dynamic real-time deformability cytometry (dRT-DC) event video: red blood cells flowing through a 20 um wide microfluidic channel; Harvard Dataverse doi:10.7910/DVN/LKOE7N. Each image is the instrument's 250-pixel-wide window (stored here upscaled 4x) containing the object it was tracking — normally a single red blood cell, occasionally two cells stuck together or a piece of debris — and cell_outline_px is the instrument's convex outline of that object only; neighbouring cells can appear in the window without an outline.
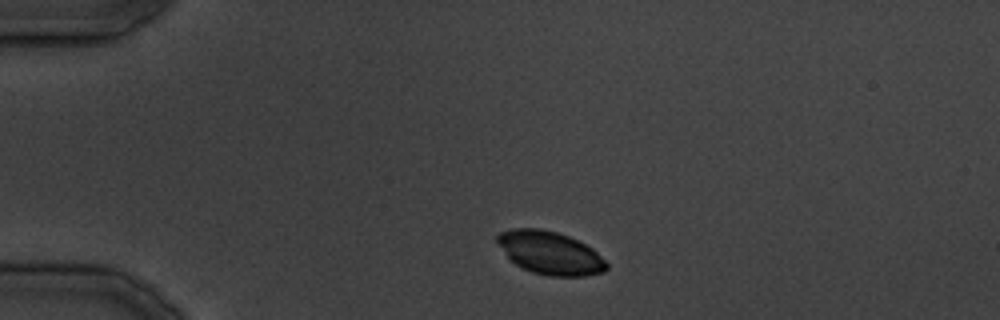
{"species": "common noctule bat (a hibernating species)", "species_latin": "Nyctalus noctula", "temperature_condition": "cold", "stored_images_in_passage": 29, "camera_frame_rate_fps": 3000, "um_per_image_px": 0.085, "animal": {"sex": "male", "body_mass_g": 19.5, "forearm_length_mm": 54.6}, "frame": {"image": 1, "passage_image": 1, "time_ms": 0.0, "image_size_px": [1000, 320], "cell_outline_px": [[608, 268], [604, 272], [584, 276], [548, 276], [532, 272], [516, 264], [508, 256], [496, 240], [496, 236], [500, 232], [512, 228], [540, 228], [556, 232], [568, 236], [592, 248], [608, 264]], "centroid_in_image_um": [46.77, 21.49], "position_along_channel_um": 38.2, "area_um2": 27.11}}
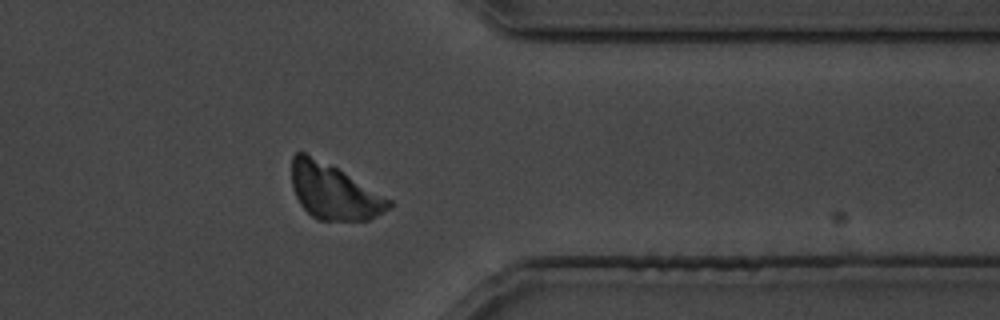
{"frame": {"image": 2, "passage_image": 23, "time_ms": 26.667, "image_size_px": [1000, 320], "cell_outline_px": [[392, 208], [368, 220], [316, 220], [300, 204], [296, 196], [292, 184], [292, 156], [296, 152], [304, 152], [332, 164], [392, 200]], "centroid_in_image_um": [28.38, 16.28], "position_along_channel_um": 383.0, "area_um2": 31.44}}
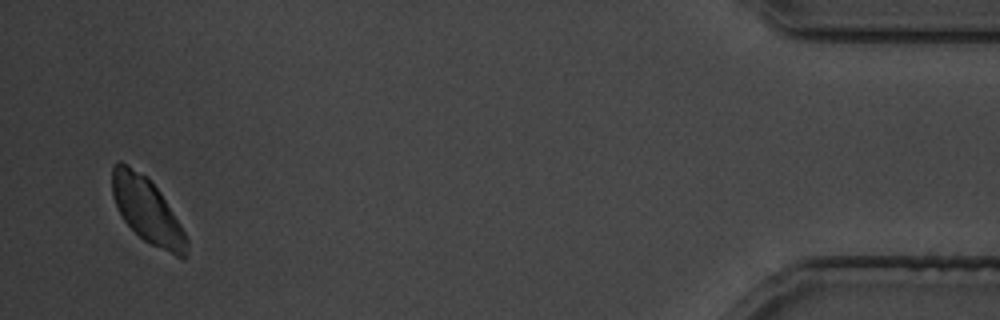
{"frame": {"image": 3, "passage_image": 29, "time_ms": 33.667, "image_size_px": [1000, 320], "cell_outline_px": [[188, 256], [184, 260], [144, 240], [124, 220], [112, 196], [112, 164], [116, 160], [120, 160], [128, 164], [148, 176], [160, 192], [180, 224], [188, 240]], "centroid_in_image_um": [12.51, 17.85], "position_along_channel_um": 422.7, "area_um2": 28.32}}